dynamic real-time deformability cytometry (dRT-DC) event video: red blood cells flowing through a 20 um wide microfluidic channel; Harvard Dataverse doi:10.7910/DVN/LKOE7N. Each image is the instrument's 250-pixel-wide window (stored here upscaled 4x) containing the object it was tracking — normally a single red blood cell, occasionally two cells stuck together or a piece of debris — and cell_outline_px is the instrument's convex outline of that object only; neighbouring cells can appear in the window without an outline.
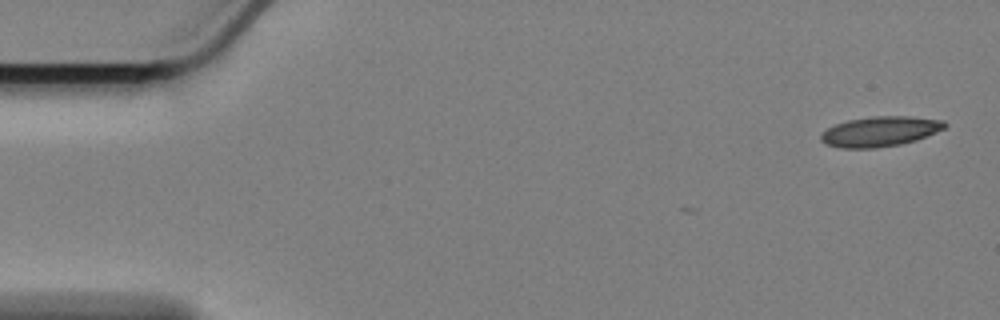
{"species": "Egyptian fruit bat (a non-hibernating species)", "species_latin": "Rousettus aegyptiacus", "temperature_condition": "cold", "stored_images_in_passage": 8, "camera_frame_rate_fps": 3000, "um_per_image_px": 0.085, "animal": {"sex": "female"}, "frame": {"image": 1, "passage_image": 1, "time_ms": 0.0, "image_size_px": [1000, 320], "cell_outline_px": [[948, 124], [944, 128], [936, 132], [916, 140], [900, 144], [876, 148], [840, 148], [824, 144], [820, 140], [820, 136], [828, 128], [836, 124], [848, 120], [872, 116], [908, 116], [944, 120]], "centroid_in_image_um": [74.8, 11.17], "position_along_channel_um": 10.2, "area_um2": 21.68}}